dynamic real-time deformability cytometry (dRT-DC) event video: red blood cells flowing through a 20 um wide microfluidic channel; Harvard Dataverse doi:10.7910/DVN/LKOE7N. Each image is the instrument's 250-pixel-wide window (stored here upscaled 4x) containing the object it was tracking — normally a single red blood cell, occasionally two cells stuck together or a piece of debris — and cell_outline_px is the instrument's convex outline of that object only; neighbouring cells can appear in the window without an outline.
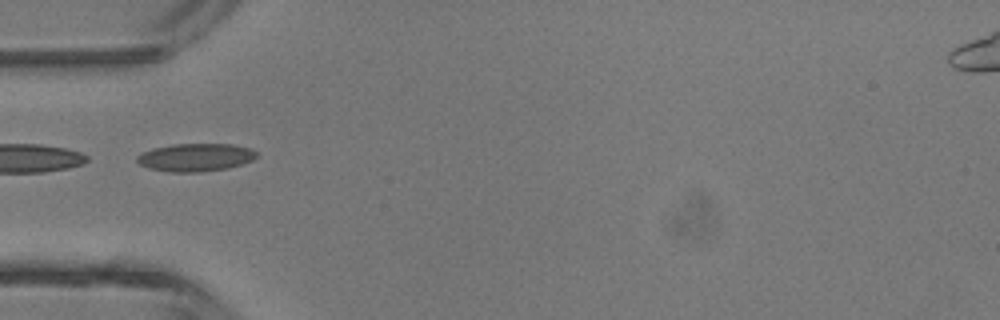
{"species": "common noctule bat (a hibernating species)", "species_latin": "Nyctalus noctula", "temperature_condition": "room temperature", "stored_images_in_passage": 2, "camera_frame_rate_fps": 3000, "um_per_image_px": 0.085, "animal": {"sex": "male", "body_mass_g": 13.3}, "frame": {"image": 1, "passage_image": 1, "time_ms": 0.0, "image_size_px": [1000, 320], "cell_outline_px": [[260, 156], [252, 160], [228, 168], [200, 172], [168, 172], [148, 168], [140, 164], [136, 160], [136, 156], [152, 148], [172, 144], [232, 144], [252, 148]], "centroid_in_image_um": [16.63, 13.37], "position_along_channel_um": 68.4, "area_um2": 19.59}}
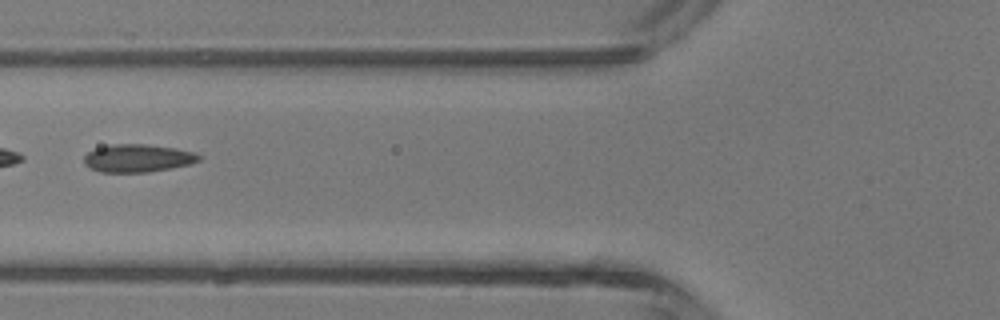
{"frame": {"image": 2, "passage_image": 2, "time_ms": 1.0, "image_size_px": [1000, 320], "cell_outline_px": [[204, 156], [200, 160], [188, 164], [172, 168], [148, 172], [100, 172], [84, 164], [84, 156], [88, 152], [96, 148], [112, 144], [144, 144], [176, 148], [192, 152]], "centroid_in_image_um": [11.71, 13.44], "position_along_channel_um": 114.1, "area_um2": 18.61}}